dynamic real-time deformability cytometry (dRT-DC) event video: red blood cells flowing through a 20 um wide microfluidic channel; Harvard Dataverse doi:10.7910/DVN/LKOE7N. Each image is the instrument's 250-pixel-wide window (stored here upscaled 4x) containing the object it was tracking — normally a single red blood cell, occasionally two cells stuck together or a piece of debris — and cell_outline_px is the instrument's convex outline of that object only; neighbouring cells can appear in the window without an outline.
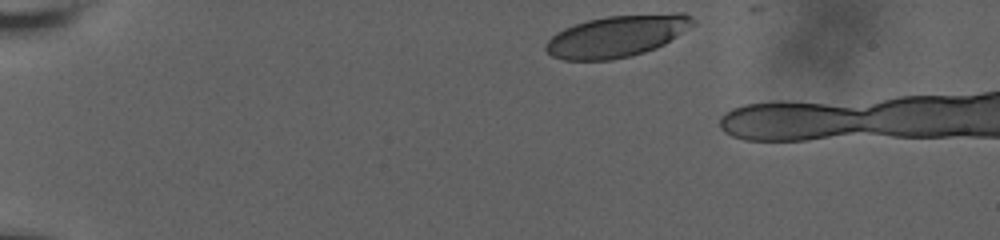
{"species": "human", "species_latin": "Homo sapiens", "temperature_condition": "room temperature", "stored_images_in_passage": 52, "camera_frame_rate_fps": 3000, "um_per_image_px": 0.085, "donor": {"sex": "male"}, "frame": {"image": 1, "passage_image": 1, "time_ms": 0.0, "image_size_px": [1000, 240], "cell_outline_px": [[696, 24], [664, 44], [656, 48], [632, 56], [612, 60], [564, 60], [552, 56], [544, 48], [544, 44], [556, 32], [564, 28], [588, 20], [608, 16], [676, 12], [684, 12], [692, 16], [696, 20]], "centroid_in_image_um": [52.48, 3.06], "position_along_channel_um": 32.5, "area_um2": 36.07}}
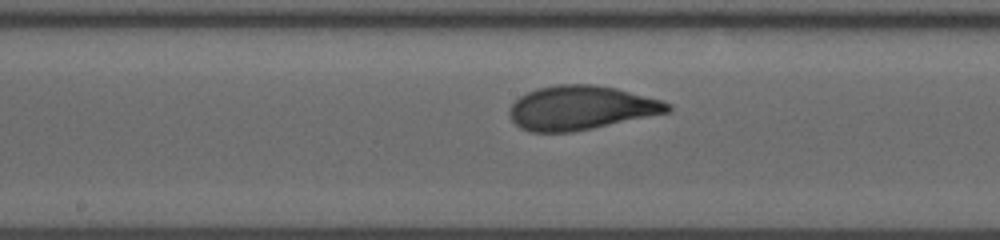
{"frame": {"image": 2, "passage_image": 27, "time_ms": 7.0, "image_size_px": [1000, 240], "cell_outline_px": [[672, 108], [668, 112], [592, 128], [572, 132], [532, 132], [520, 128], [508, 116], [508, 108], [520, 96], [536, 88], [556, 84], [592, 84], [616, 88], [664, 100], [672, 104]], "centroid_in_image_um": [49.36, 9.15], "position_along_channel_um": 198.8, "area_um2": 40.69}}
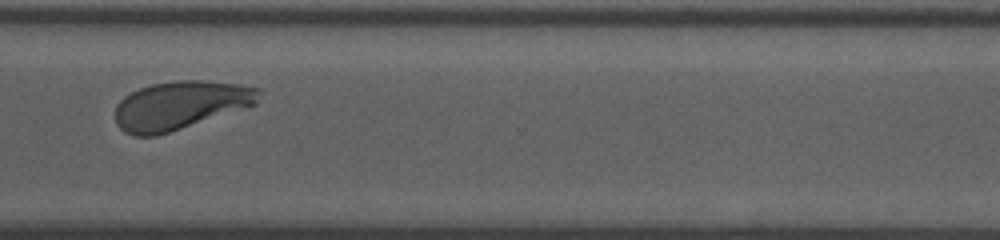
{"frame": {"image": 3, "passage_image": 51, "time_ms": 11.333, "image_size_px": [1000, 240], "cell_outline_px": [[260, 92], [256, 104], [248, 108], [156, 136], [136, 136], [124, 132], [116, 124], [116, 104], [124, 96], [140, 88], [152, 84], [176, 80], [200, 80], [240, 84], [260, 88]], "centroid_in_image_um": [15.34, 8.95], "position_along_channel_um": 355.3, "area_um2": 40.63}}